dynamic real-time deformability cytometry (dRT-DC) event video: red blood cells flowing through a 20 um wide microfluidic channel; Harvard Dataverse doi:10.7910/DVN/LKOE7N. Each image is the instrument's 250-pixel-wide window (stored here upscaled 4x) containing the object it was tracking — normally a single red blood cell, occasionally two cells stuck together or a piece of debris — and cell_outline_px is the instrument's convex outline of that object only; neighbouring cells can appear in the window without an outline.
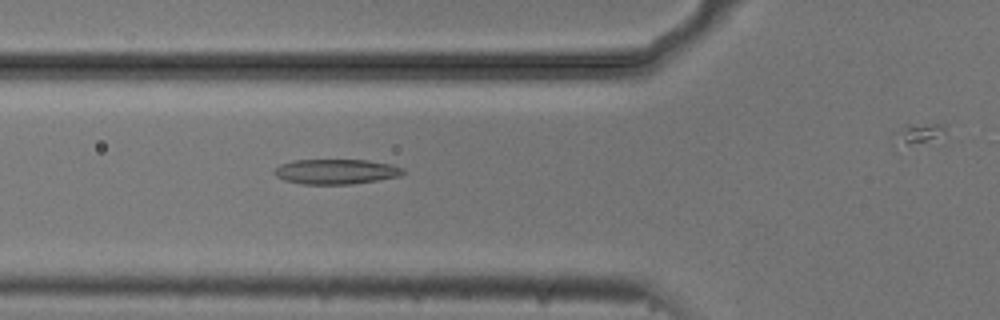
{"species": "common noctule bat (a hibernating species)", "species_latin": "Nyctalus noctula", "temperature_condition": "cold", "stored_images_in_passage": 44, "camera_frame_rate_fps": 3000, "um_per_image_px": 0.085, "animal": {"sex": "male", "body_mass_g": 20.5, "forearm_length_mm": 52.5}, "frame": {"image": 1, "passage_image": 19, "time_ms": 6.0, "image_size_px": [1000, 320], "cell_outline_px": [[404, 172], [400, 176], [352, 184], [304, 184], [284, 180], [276, 176], [272, 172], [280, 164], [292, 160], [368, 160], [392, 164], [404, 168]], "centroid_in_image_um": [28.55, 14.58], "position_along_channel_um": 97.2, "area_um2": 18.79}}
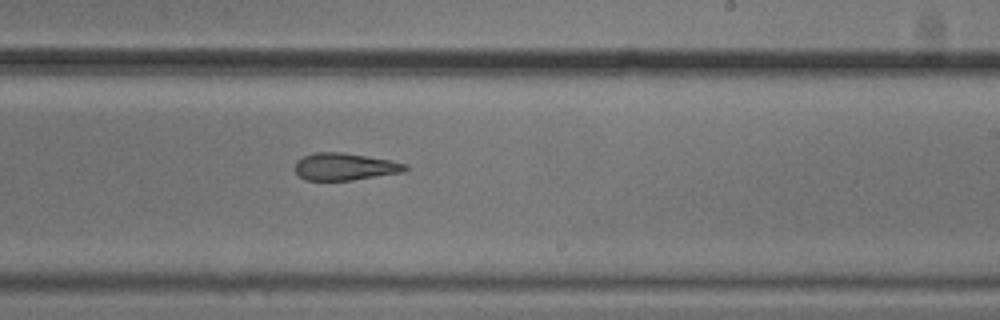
{"frame": {"image": 2, "passage_image": 32, "time_ms": 10.333, "image_size_px": [1000, 320], "cell_outline_px": [[408, 168], [404, 172], [352, 180], [304, 180], [296, 172], [296, 160], [304, 156], [316, 152], [344, 152], [388, 160], [408, 164]], "centroid_in_image_um": [29.31, 14.16], "position_along_channel_um": 259.7, "area_um2": 17.4}}
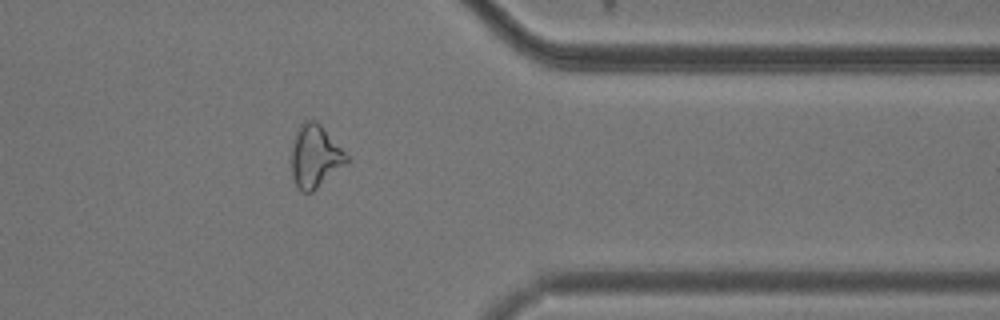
{"frame": {"image": 3, "passage_image": 43, "time_ms": 14.0, "image_size_px": [1000, 320], "cell_outline_px": [[348, 164], [312, 192], [300, 192], [292, 176], [288, 160], [296, 132], [300, 124], [304, 120], [312, 116], [320, 124], [348, 156]], "centroid_in_image_um": [26.74, 13.29], "position_along_channel_um": 384.7, "area_um2": 20.69}}